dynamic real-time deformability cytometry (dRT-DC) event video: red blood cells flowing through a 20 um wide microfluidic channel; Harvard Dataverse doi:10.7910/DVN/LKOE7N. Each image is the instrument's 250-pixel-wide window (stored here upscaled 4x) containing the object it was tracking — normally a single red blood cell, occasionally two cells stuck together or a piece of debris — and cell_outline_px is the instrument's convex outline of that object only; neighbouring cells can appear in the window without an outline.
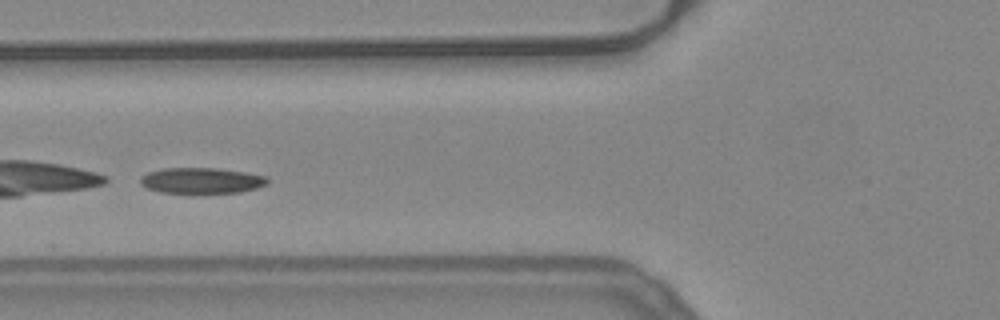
{"species": "common noctule bat (a hibernating species)", "species_latin": "Nyctalus noctula", "temperature_condition": "warm", "stored_images_in_passage": 37, "camera_frame_rate_fps": 3000, "um_per_image_px": 0.085, "animal": {"sex": "female", "body_mass_g": 24.6, "forearm_length_mm": 56.2}, "frame": {"image": 1, "passage_image": 6, "time_ms": 1.667, "image_size_px": [1000, 320], "cell_outline_px": [[268, 184], [256, 188], [240, 192], [192, 196], [160, 192], [148, 188], [140, 184], [140, 176], [148, 172], [164, 168], [216, 168], [244, 172], [268, 176]], "centroid_in_image_um": [17.11, 15.4], "position_along_channel_um": 108.7, "area_um2": 20.06}, "authors_computed_cell_mechanics": {"area_um2": 19.1896, "velocity_mm_per_s": 3.8739, "shape_relaxation_time_tau1_ms": 0.2712, "shape_relaxation_time_tau2_ms": null, "deformation_change_tau1": 0.22, "deformation_change_tau2": null}}